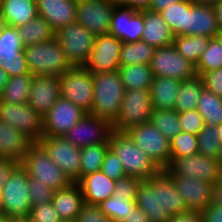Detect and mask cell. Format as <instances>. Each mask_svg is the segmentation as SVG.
<instances>
[{"label": "cell", "instance_id": "47", "mask_svg": "<svg viewBox=\"0 0 222 222\" xmlns=\"http://www.w3.org/2000/svg\"><path fill=\"white\" fill-rule=\"evenodd\" d=\"M53 190L34 178H29V197L32 206L52 201Z\"/></svg>", "mask_w": 222, "mask_h": 222}, {"label": "cell", "instance_id": "54", "mask_svg": "<svg viewBox=\"0 0 222 222\" xmlns=\"http://www.w3.org/2000/svg\"><path fill=\"white\" fill-rule=\"evenodd\" d=\"M169 222H203L201 212L187 210L185 212L171 216Z\"/></svg>", "mask_w": 222, "mask_h": 222}, {"label": "cell", "instance_id": "56", "mask_svg": "<svg viewBox=\"0 0 222 222\" xmlns=\"http://www.w3.org/2000/svg\"><path fill=\"white\" fill-rule=\"evenodd\" d=\"M118 2L140 12L149 9L151 0H118Z\"/></svg>", "mask_w": 222, "mask_h": 222}, {"label": "cell", "instance_id": "20", "mask_svg": "<svg viewBox=\"0 0 222 222\" xmlns=\"http://www.w3.org/2000/svg\"><path fill=\"white\" fill-rule=\"evenodd\" d=\"M143 29V11H136L119 2L115 4L109 34L120 39L123 43H135L141 40Z\"/></svg>", "mask_w": 222, "mask_h": 222}, {"label": "cell", "instance_id": "31", "mask_svg": "<svg viewBox=\"0 0 222 222\" xmlns=\"http://www.w3.org/2000/svg\"><path fill=\"white\" fill-rule=\"evenodd\" d=\"M16 29L24 47L50 41L55 34L48 22L39 15Z\"/></svg>", "mask_w": 222, "mask_h": 222}, {"label": "cell", "instance_id": "45", "mask_svg": "<svg viewBox=\"0 0 222 222\" xmlns=\"http://www.w3.org/2000/svg\"><path fill=\"white\" fill-rule=\"evenodd\" d=\"M100 171H102L108 178L115 181L126 175L121 161L110 147L105 153Z\"/></svg>", "mask_w": 222, "mask_h": 222}, {"label": "cell", "instance_id": "64", "mask_svg": "<svg viewBox=\"0 0 222 222\" xmlns=\"http://www.w3.org/2000/svg\"><path fill=\"white\" fill-rule=\"evenodd\" d=\"M217 131H218L220 143H222V123L220 125H217Z\"/></svg>", "mask_w": 222, "mask_h": 222}, {"label": "cell", "instance_id": "50", "mask_svg": "<svg viewBox=\"0 0 222 222\" xmlns=\"http://www.w3.org/2000/svg\"><path fill=\"white\" fill-rule=\"evenodd\" d=\"M74 222H111L96 205L84 204Z\"/></svg>", "mask_w": 222, "mask_h": 222}, {"label": "cell", "instance_id": "40", "mask_svg": "<svg viewBox=\"0 0 222 222\" xmlns=\"http://www.w3.org/2000/svg\"><path fill=\"white\" fill-rule=\"evenodd\" d=\"M99 209L111 220L121 222L130 212L137 207L136 200L131 201L125 197L114 195L97 205Z\"/></svg>", "mask_w": 222, "mask_h": 222}, {"label": "cell", "instance_id": "46", "mask_svg": "<svg viewBox=\"0 0 222 222\" xmlns=\"http://www.w3.org/2000/svg\"><path fill=\"white\" fill-rule=\"evenodd\" d=\"M181 131L195 135L203 129L205 123L197 109L179 113Z\"/></svg>", "mask_w": 222, "mask_h": 222}, {"label": "cell", "instance_id": "53", "mask_svg": "<svg viewBox=\"0 0 222 222\" xmlns=\"http://www.w3.org/2000/svg\"><path fill=\"white\" fill-rule=\"evenodd\" d=\"M20 165V162L0 158V188L8 181L14 170Z\"/></svg>", "mask_w": 222, "mask_h": 222}, {"label": "cell", "instance_id": "58", "mask_svg": "<svg viewBox=\"0 0 222 222\" xmlns=\"http://www.w3.org/2000/svg\"><path fill=\"white\" fill-rule=\"evenodd\" d=\"M212 203L222 205V175L220 179L213 184Z\"/></svg>", "mask_w": 222, "mask_h": 222}, {"label": "cell", "instance_id": "37", "mask_svg": "<svg viewBox=\"0 0 222 222\" xmlns=\"http://www.w3.org/2000/svg\"><path fill=\"white\" fill-rule=\"evenodd\" d=\"M205 124L222 123V97L204 88L199 96L197 108Z\"/></svg>", "mask_w": 222, "mask_h": 222}, {"label": "cell", "instance_id": "66", "mask_svg": "<svg viewBox=\"0 0 222 222\" xmlns=\"http://www.w3.org/2000/svg\"><path fill=\"white\" fill-rule=\"evenodd\" d=\"M220 145H221V149H220V155L218 157V160H219L221 168H222V143H220Z\"/></svg>", "mask_w": 222, "mask_h": 222}, {"label": "cell", "instance_id": "3", "mask_svg": "<svg viewBox=\"0 0 222 222\" xmlns=\"http://www.w3.org/2000/svg\"><path fill=\"white\" fill-rule=\"evenodd\" d=\"M109 147L121 161L126 176L136 177L143 181L154 177L160 171L127 132L113 130Z\"/></svg>", "mask_w": 222, "mask_h": 222}, {"label": "cell", "instance_id": "44", "mask_svg": "<svg viewBox=\"0 0 222 222\" xmlns=\"http://www.w3.org/2000/svg\"><path fill=\"white\" fill-rule=\"evenodd\" d=\"M171 162L176 157H188L198 153L197 135L181 131L170 140Z\"/></svg>", "mask_w": 222, "mask_h": 222}, {"label": "cell", "instance_id": "15", "mask_svg": "<svg viewBox=\"0 0 222 222\" xmlns=\"http://www.w3.org/2000/svg\"><path fill=\"white\" fill-rule=\"evenodd\" d=\"M118 0H82L77 2L76 21L94 36L109 34L110 21Z\"/></svg>", "mask_w": 222, "mask_h": 222}, {"label": "cell", "instance_id": "14", "mask_svg": "<svg viewBox=\"0 0 222 222\" xmlns=\"http://www.w3.org/2000/svg\"><path fill=\"white\" fill-rule=\"evenodd\" d=\"M0 120L19 130L34 143L43 137V117L27 103L0 101Z\"/></svg>", "mask_w": 222, "mask_h": 222}, {"label": "cell", "instance_id": "18", "mask_svg": "<svg viewBox=\"0 0 222 222\" xmlns=\"http://www.w3.org/2000/svg\"><path fill=\"white\" fill-rule=\"evenodd\" d=\"M84 115L79 106L60 97L43 116V136H64Z\"/></svg>", "mask_w": 222, "mask_h": 222}, {"label": "cell", "instance_id": "51", "mask_svg": "<svg viewBox=\"0 0 222 222\" xmlns=\"http://www.w3.org/2000/svg\"><path fill=\"white\" fill-rule=\"evenodd\" d=\"M197 75L201 77L204 88L222 97V68Z\"/></svg>", "mask_w": 222, "mask_h": 222}, {"label": "cell", "instance_id": "2", "mask_svg": "<svg viewBox=\"0 0 222 222\" xmlns=\"http://www.w3.org/2000/svg\"><path fill=\"white\" fill-rule=\"evenodd\" d=\"M93 85V104L89 114L113 124L120 113L125 91L118 70L94 74Z\"/></svg>", "mask_w": 222, "mask_h": 222}, {"label": "cell", "instance_id": "55", "mask_svg": "<svg viewBox=\"0 0 222 222\" xmlns=\"http://www.w3.org/2000/svg\"><path fill=\"white\" fill-rule=\"evenodd\" d=\"M121 222H150L148 215L138 206L130 212Z\"/></svg>", "mask_w": 222, "mask_h": 222}, {"label": "cell", "instance_id": "23", "mask_svg": "<svg viewBox=\"0 0 222 222\" xmlns=\"http://www.w3.org/2000/svg\"><path fill=\"white\" fill-rule=\"evenodd\" d=\"M219 32L214 7L188 0L187 35L215 38Z\"/></svg>", "mask_w": 222, "mask_h": 222}, {"label": "cell", "instance_id": "41", "mask_svg": "<svg viewBox=\"0 0 222 222\" xmlns=\"http://www.w3.org/2000/svg\"><path fill=\"white\" fill-rule=\"evenodd\" d=\"M109 143L88 145L81 148V177L101 170Z\"/></svg>", "mask_w": 222, "mask_h": 222}, {"label": "cell", "instance_id": "43", "mask_svg": "<svg viewBox=\"0 0 222 222\" xmlns=\"http://www.w3.org/2000/svg\"><path fill=\"white\" fill-rule=\"evenodd\" d=\"M198 153L218 159L220 155V140L216 125L205 124L197 135Z\"/></svg>", "mask_w": 222, "mask_h": 222}, {"label": "cell", "instance_id": "7", "mask_svg": "<svg viewBox=\"0 0 222 222\" xmlns=\"http://www.w3.org/2000/svg\"><path fill=\"white\" fill-rule=\"evenodd\" d=\"M54 38L61 45L69 63L74 67H83L92 51L96 36L76 21L56 30Z\"/></svg>", "mask_w": 222, "mask_h": 222}, {"label": "cell", "instance_id": "59", "mask_svg": "<svg viewBox=\"0 0 222 222\" xmlns=\"http://www.w3.org/2000/svg\"><path fill=\"white\" fill-rule=\"evenodd\" d=\"M213 7L216 12L218 28L220 31H222V0L215 4Z\"/></svg>", "mask_w": 222, "mask_h": 222}, {"label": "cell", "instance_id": "39", "mask_svg": "<svg viewBox=\"0 0 222 222\" xmlns=\"http://www.w3.org/2000/svg\"><path fill=\"white\" fill-rule=\"evenodd\" d=\"M150 122L169 140L181 132L179 113L174 109L153 110Z\"/></svg>", "mask_w": 222, "mask_h": 222}, {"label": "cell", "instance_id": "57", "mask_svg": "<svg viewBox=\"0 0 222 222\" xmlns=\"http://www.w3.org/2000/svg\"><path fill=\"white\" fill-rule=\"evenodd\" d=\"M182 0H151L150 7L148 10L153 12H161L162 10L169 7L171 4H175Z\"/></svg>", "mask_w": 222, "mask_h": 222}, {"label": "cell", "instance_id": "38", "mask_svg": "<svg viewBox=\"0 0 222 222\" xmlns=\"http://www.w3.org/2000/svg\"><path fill=\"white\" fill-rule=\"evenodd\" d=\"M174 36L187 35L188 0L171 4L159 12Z\"/></svg>", "mask_w": 222, "mask_h": 222}, {"label": "cell", "instance_id": "9", "mask_svg": "<svg viewBox=\"0 0 222 222\" xmlns=\"http://www.w3.org/2000/svg\"><path fill=\"white\" fill-rule=\"evenodd\" d=\"M126 132L160 170L170 165V140L151 122L139 124Z\"/></svg>", "mask_w": 222, "mask_h": 222}, {"label": "cell", "instance_id": "5", "mask_svg": "<svg viewBox=\"0 0 222 222\" xmlns=\"http://www.w3.org/2000/svg\"><path fill=\"white\" fill-rule=\"evenodd\" d=\"M20 165L29 177L38 180L53 191L66 188L73 183L50 159L47 151L39 143H34L30 147Z\"/></svg>", "mask_w": 222, "mask_h": 222}, {"label": "cell", "instance_id": "6", "mask_svg": "<svg viewBox=\"0 0 222 222\" xmlns=\"http://www.w3.org/2000/svg\"><path fill=\"white\" fill-rule=\"evenodd\" d=\"M29 175L19 165L1 187V212L8 217H29L32 209L29 197Z\"/></svg>", "mask_w": 222, "mask_h": 222}, {"label": "cell", "instance_id": "25", "mask_svg": "<svg viewBox=\"0 0 222 222\" xmlns=\"http://www.w3.org/2000/svg\"><path fill=\"white\" fill-rule=\"evenodd\" d=\"M115 182L102 171L83 176L77 181L83 193L84 203L96 206L114 195Z\"/></svg>", "mask_w": 222, "mask_h": 222}, {"label": "cell", "instance_id": "48", "mask_svg": "<svg viewBox=\"0 0 222 222\" xmlns=\"http://www.w3.org/2000/svg\"><path fill=\"white\" fill-rule=\"evenodd\" d=\"M31 222H60L61 219L51 202L32 206L29 213Z\"/></svg>", "mask_w": 222, "mask_h": 222}, {"label": "cell", "instance_id": "33", "mask_svg": "<svg viewBox=\"0 0 222 222\" xmlns=\"http://www.w3.org/2000/svg\"><path fill=\"white\" fill-rule=\"evenodd\" d=\"M33 77L31 73L10 77L0 94V101L11 104L27 103Z\"/></svg>", "mask_w": 222, "mask_h": 222}, {"label": "cell", "instance_id": "65", "mask_svg": "<svg viewBox=\"0 0 222 222\" xmlns=\"http://www.w3.org/2000/svg\"><path fill=\"white\" fill-rule=\"evenodd\" d=\"M7 217L3 212H0V222H7Z\"/></svg>", "mask_w": 222, "mask_h": 222}, {"label": "cell", "instance_id": "26", "mask_svg": "<svg viewBox=\"0 0 222 222\" xmlns=\"http://www.w3.org/2000/svg\"><path fill=\"white\" fill-rule=\"evenodd\" d=\"M34 142L5 122L0 120V158L20 162Z\"/></svg>", "mask_w": 222, "mask_h": 222}, {"label": "cell", "instance_id": "22", "mask_svg": "<svg viewBox=\"0 0 222 222\" xmlns=\"http://www.w3.org/2000/svg\"><path fill=\"white\" fill-rule=\"evenodd\" d=\"M188 210L201 211L212 203L213 184L201 179L171 177Z\"/></svg>", "mask_w": 222, "mask_h": 222}, {"label": "cell", "instance_id": "42", "mask_svg": "<svg viewBox=\"0 0 222 222\" xmlns=\"http://www.w3.org/2000/svg\"><path fill=\"white\" fill-rule=\"evenodd\" d=\"M219 68H222V41L219 37L210 38L196 65V72L206 73Z\"/></svg>", "mask_w": 222, "mask_h": 222}, {"label": "cell", "instance_id": "19", "mask_svg": "<svg viewBox=\"0 0 222 222\" xmlns=\"http://www.w3.org/2000/svg\"><path fill=\"white\" fill-rule=\"evenodd\" d=\"M23 48L17 29L6 26L0 35V67L9 78L30 73Z\"/></svg>", "mask_w": 222, "mask_h": 222}, {"label": "cell", "instance_id": "62", "mask_svg": "<svg viewBox=\"0 0 222 222\" xmlns=\"http://www.w3.org/2000/svg\"><path fill=\"white\" fill-rule=\"evenodd\" d=\"M196 3L204 4V5H212L214 6L221 0H193Z\"/></svg>", "mask_w": 222, "mask_h": 222}, {"label": "cell", "instance_id": "13", "mask_svg": "<svg viewBox=\"0 0 222 222\" xmlns=\"http://www.w3.org/2000/svg\"><path fill=\"white\" fill-rule=\"evenodd\" d=\"M149 65L153 76L157 77L184 81L197 76L196 65L182 56L173 45L156 48Z\"/></svg>", "mask_w": 222, "mask_h": 222}, {"label": "cell", "instance_id": "16", "mask_svg": "<svg viewBox=\"0 0 222 222\" xmlns=\"http://www.w3.org/2000/svg\"><path fill=\"white\" fill-rule=\"evenodd\" d=\"M112 131L113 124L110 121L86 113L63 137L73 145L82 148L109 143Z\"/></svg>", "mask_w": 222, "mask_h": 222}, {"label": "cell", "instance_id": "28", "mask_svg": "<svg viewBox=\"0 0 222 222\" xmlns=\"http://www.w3.org/2000/svg\"><path fill=\"white\" fill-rule=\"evenodd\" d=\"M144 29L141 41L155 48L173 45L174 34L159 12L143 11Z\"/></svg>", "mask_w": 222, "mask_h": 222}, {"label": "cell", "instance_id": "32", "mask_svg": "<svg viewBox=\"0 0 222 222\" xmlns=\"http://www.w3.org/2000/svg\"><path fill=\"white\" fill-rule=\"evenodd\" d=\"M118 72L124 90L149 89L154 77L149 64L121 66Z\"/></svg>", "mask_w": 222, "mask_h": 222}, {"label": "cell", "instance_id": "35", "mask_svg": "<svg viewBox=\"0 0 222 222\" xmlns=\"http://www.w3.org/2000/svg\"><path fill=\"white\" fill-rule=\"evenodd\" d=\"M209 40V37L202 35H178L174 37L173 46L187 60L197 65Z\"/></svg>", "mask_w": 222, "mask_h": 222}, {"label": "cell", "instance_id": "24", "mask_svg": "<svg viewBox=\"0 0 222 222\" xmlns=\"http://www.w3.org/2000/svg\"><path fill=\"white\" fill-rule=\"evenodd\" d=\"M37 13L52 27L54 32L76 22L77 2L74 0H36Z\"/></svg>", "mask_w": 222, "mask_h": 222}, {"label": "cell", "instance_id": "52", "mask_svg": "<svg viewBox=\"0 0 222 222\" xmlns=\"http://www.w3.org/2000/svg\"><path fill=\"white\" fill-rule=\"evenodd\" d=\"M200 212L203 222H222V205L211 203Z\"/></svg>", "mask_w": 222, "mask_h": 222}, {"label": "cell", "instance_id": "27", "mask_svg": "<svg viewBox=\"0 0 222 222\" xmlns=\"http://www.w3.org/2000/svg\"><path fill=\"white\" fill-rule=\"evenodd\" d=\"M51 203L61 220L72 222L77 218L85 204L83 193L77 182L54 191Z\"/></svg>", "mask_w": 222, "mask_h": 222}, {"label": "cell", "instance_id": "8", "mask_svg": "<svg viewBox=\"0 0 222 222\" xmlns=\"http://www.w3.org/2000/svg\"><path fill=\"white\" fill-rule=\"evenodd\" d=\"M153 113L149 89L125 90L120 113L113 130L126 132L142 123L150 122Z\"/></svg>", "mask_w": 222, "mask_h": 222}, {"label": "cell", "instance_id": "17", "mask_svg": "<svg viewBox=\"0 0 222 222\" xmlns=\"http://www.w3.org/2000/svg\"><path fill=\"white\" fill-rule=\"evenodd\" d=\"M122 44L120 39L111 34L97 36L83 67L93 75L118 70Z\"/></svg>", "mask_w": 222, "mask_h": 222}, {"label": "cell", "instance_id": "60", "mask_svg": "<svg viewBox=\"0 0 222 222\" xmlns=\"http://www.w3.org/2000/svg\"><path fill=\"white\" fill-rule=\"evenodd\" d=\"M8 79V74L0 67V94L2 93L5 84L8 82Z\"/></svg>", "mask_w": 222, "mask_h": 222}, {"label": "cell", "instance_id": "11", "mask_svg": "<svg viewBox=\"0 0 222 222\" xmlns=\"http://www.w3.org/2000/svg\"><path fill=\"white\" fill-rule=\"evenodd\" d=\"M61 97L90 113L93 104V74L84 67H72L60 77Z\"/></svg>", "mask_w": 222, "mask_h": 222}, {"label": "cell", "instance_id": "1", "mask_svg": "<svg viewBox=\"0 0 222 222\" xmlns=\"http://www.w3.org/2000/svg\"><path fill=\"white\" fill-rule=\"evenodd\" d=\"M136 204L148 215L150 222H169L171 216L188 210L172 178L164 170L140 182Z\"/></svg>", "mask_w": 222, "mask_h": 222}, {"label": "cell", "instance_id": "29", "mask_svg": "<svg viewBox=\"0 0 222 222\" xmlns=\"http://www.w3.org/2000/svg\"><path fill=\"white\" fill-rule=\"evenodd\" d=\"M182 81L171 77H153L149 88L153 110L174 109Z\"/></svg>", "mask_w": 222, "mask_h": 222}, {"label": "cell", "instance_id": "67", "mask_svg": "<svg viewBox=\"0 0 222 222\" xmlns=\"http://www.w3.org/2000/svg\"><path fill=\"white\" fill-rule=\"evenodd\" d=\"M218 37L221 39L222 41V31L219 32Z\"/></svg>", "mask_w": 222, "mask_h": 222}, {"label": "cell", "instance_id": "68", "mask_svg": "<svg viewBox=\"0 0 222 222\" xmlns=\"http://www.w3.org/2000/svg\"><path fill=\"white\" fill-rule=\"evenodd\" d=\"M1 194H2V193H1V188H0V212H1V202H2V201H1Z\"/></svg>", "mask_w": 222, "mask_h": 222}, {"label": "cell", "instance_id": "4", "mask_svg": "<svg viewBox=\"0 0 222 222\" xmlns=\"http://www.w3.org/2000/svg\"><path fill=\"white\" fill-rule=\"evenodd\" d=\"M29 72L59 78L73 66L55 38L23 48Z\"/></svg>", "mask_w": 222, "mask_h": 222}, {"label": "cell", "instance_id": "21", "mask_svg": "<svg viewBox=\"0 0 222 222\" xmlns=\"http://www.w3.org/2000/svg\"><path fill=\"white\" fill-rule=\"evenodd\" d=\"M60 97L59 78L34 75L27 102L30 107L43 117Z\"/></svg>", "mask_w": 222, "mask_h": 222}, {"label": "cell", "instance_id": "49", "mask_svg": "<svg viewBox=\"0 0 222 222\" xmlns=\"http://www.w3.org/2000/svg\"><path fill=\"white\" fill-rule=\"evenodd\" d=\"M141 180L136 177L124 176L115 182V194L127 200H136L137 189Z\"/></svg>", "mask_w": 222, "mask_h": 222}, {"label": "cell", "instance_id": "30", "mask_svg": "<svg viewBox=\"0 0 222 222\" xmlns=\"http://www.w3.org/2000/svg\"><path fill=\"white\" fill-rule=\"evenodd\" d=\"M0 12L7 26L17 28L38 16L37 1L0 0Z\"/></svg>", "mask_w": 222, "mask_h": 222}, {"label": "cell", "instance_id": "63", "mask_svg": "<svg viewBox=\"0 0 222 222\" xmlns=\"http://www.w3.org/2000/svg\"><path fill=\"white\" fill-rule=\"evenodd\" d=\"M6 26L7 25H6L5 19L3 18L2 14L0 12V35Z\"/></svg>", "mask_w": 222, "mask_h": 222}, {"label": "cell", "instance_id": "12", "mask_svg": "<svg viewBox=\"0 0 222 222\" xmlns=\"http://www.w3.org/2000/svg\"><path fill=\"white\" fill-rule=\"evenodd\" d=\"M38 143L72 182L81 178V148L63 136H43Z\"/></svg>", "mask_w": 222, "mask_h": 222}, {"label": "cell", "instance_id": "10", "mask_svg": "<svg viewBox=\"0 0 222 222\" xmlns=\"http://www.w3.org/2000/svg\"><path fill=\"white\" fill-rule=\"evenodd\" d=\"M170 177L195 178L214 184L222 175V168L218 159L202 154L188 157H176L164 169Z\"/></svg>", "mask_w": 222, "mask_h": 222}, {"label": "cell", "instance_id": "36", "mask_svg": "<svg viewBox=\"0 0 222 222\" xmlns=\"http://www.w3.org/2000/svg\"><path fill=\"white\" fill-rule=\"evenodd\" d=\"M156 48L144 41L124 42L120 51V67L133 64H150Z\"/></svg>", "mask_w": 222, "mask_h": 222}, {"label": "cell", "instance_id": "34", "mask_svg": "<svg viewBox=\"0 0 222 222\" xmlns=\"http://www.w3.org/2000/svg\"><path fill=\"white\" fill-rule=\"evenodd\" d=\"M204 89V83L200 76L182 81L179 94L176 97L174 110L178 113L197 108L199 96Z\"/></svg>", "mask_w": 222, "mask_h": 222}, {"label": "cell", "instance_id": "61", "mask_svg": "<svg viewBox=\"0 0 222 222\" xmlns=\"http://www.w3.org/2000/svg\"><path fill=\"white\" fill-rule=\"evenodd\" d=\"M7 222H30V219L29 217L14 216L7 217Z\"/></svg>", "mask_w": 222, "mask_h": 222}]
</instances>
